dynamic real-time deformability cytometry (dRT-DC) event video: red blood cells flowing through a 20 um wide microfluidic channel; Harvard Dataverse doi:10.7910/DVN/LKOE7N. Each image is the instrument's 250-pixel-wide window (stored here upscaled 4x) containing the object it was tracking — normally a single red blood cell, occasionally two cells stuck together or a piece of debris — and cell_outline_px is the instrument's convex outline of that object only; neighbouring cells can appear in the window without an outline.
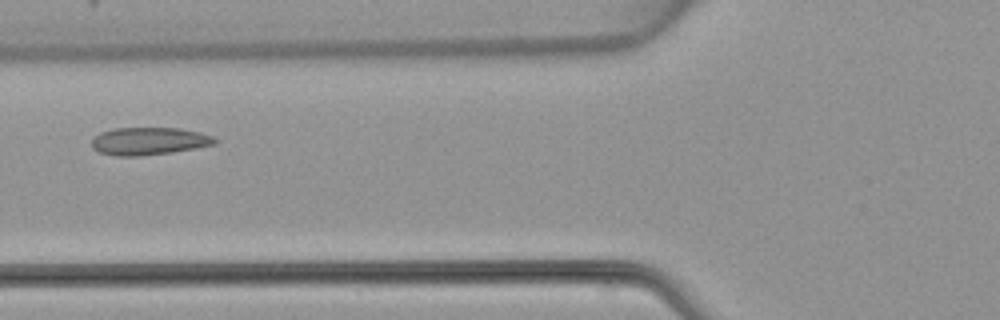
{"species": "common noctule bat (a hibernating species)", "species_latin": "Nyctalus noctula", "temperature_condition": "warm", "stored_images_in_passage": 4, "camera_frame_rate_fps": 3000, "um_per_image_px": 0.085, "animal": {"sex": "female", "body_mass_g": 22.7, "forearm_length_mm": 54.2}, "frame": {"image": 1, "passage_image": 4, "time_ms": 3.667, "image_size_px": [1000, 320], "cell_outline_px": [[220, 140], [216, 144], [196, 148], [172, 152], [136, 156], [116, 156], [100, 152], [92, 148], [92, 140], [100, 132], [112, 128], [180, 128], [200, 132], [212, 136]], "centroid_in_image_um": [12.69, 11.99], "position_along_channel_um": 113.1, "area_um2": 19.88}}